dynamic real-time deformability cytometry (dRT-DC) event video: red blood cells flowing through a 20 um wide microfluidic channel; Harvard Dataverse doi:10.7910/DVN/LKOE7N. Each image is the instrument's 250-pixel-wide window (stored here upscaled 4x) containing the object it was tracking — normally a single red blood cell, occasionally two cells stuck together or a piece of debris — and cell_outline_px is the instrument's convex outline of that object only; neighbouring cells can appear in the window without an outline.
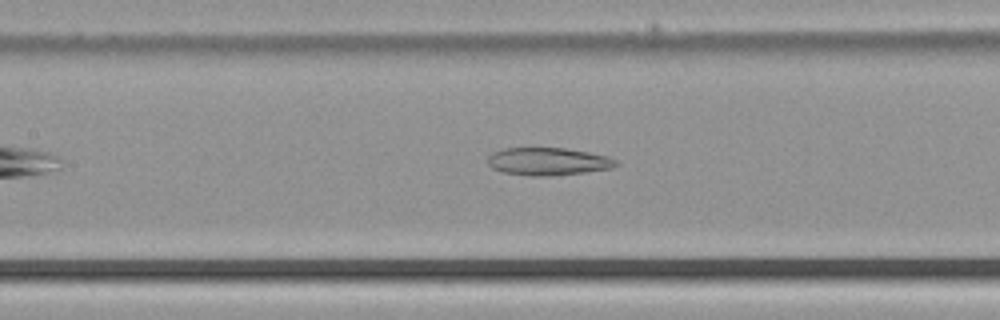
{"species": "common noctule bat (a hibernating species)", "species_latin": "Nyctalus noctula", "temperature_condition": "cold", "stored_images_in_passage": 33, "camera_frame_rate_fps": 3000, "um_per_image_px": 0.085, "animal": {"sex": "male", "body_mass_g": 21.5, "forearm_length_mm": 52.0}, "frame": {"image": 1, "passage_image": 13, "time_ms": 4.0, "image_size_px": [1000, 320], "cell_outline_px": [[620, 164], [612, 168], [556, 176], [528, 176], [504, 172], [492, 168], [488, 164], [488, 156], [492, 152], [504, 148], [564, 148], [588, 152], [608, 156], [616, 160]], "centroid_in_image_um": [46.59, 13.73], "position_along_channel_um": 160.8, "area_um2": 20.81}}
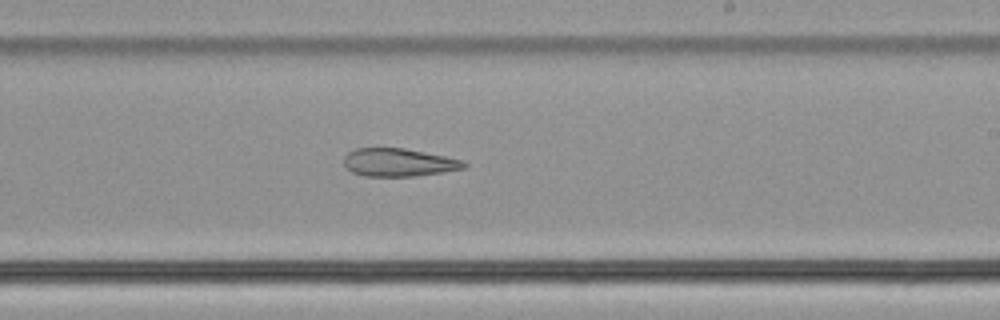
{"frame": {"image": 2, "passage_image": 20, "time_ms": 6.333, "image_size_px": [1000, 320], "cell_outline_px": [[468, 164], [464, 168], [416, 176], [364, 176], [352, 172], [344, 164], [344, 156], [348, 152], [356, 148], [404, 148], [464, 160]], "centroid_in_image_um": [33.87, 13.8], "position_along_channel_um": 255.1, "area_um2": 19.48}}
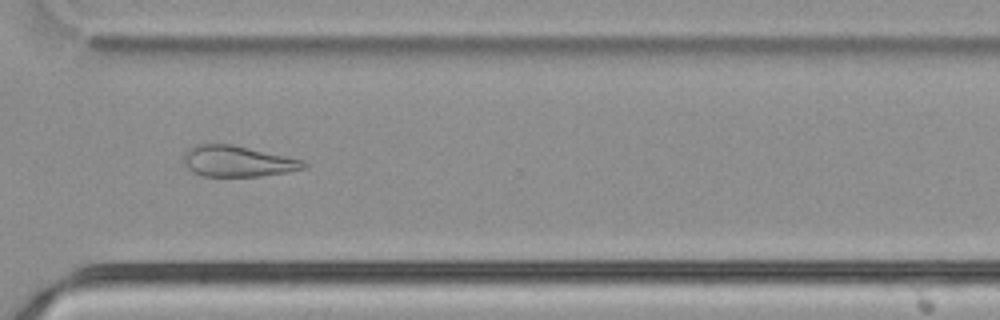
{"frame": {"image": 3, "passage_image": 27, "time_ms": 8.667, "image_size_px": [1000, 320], "cell_outline_px": [[308, 168], [260, 176], [204, 176], [192, 172], [184, 164], [184, 152], [188, 148], [196, 144], [232, 144], [304, 160], [308, 164]], "centroid_in_image_um": [20.19, 13.7], "position_along_channel_um": 350.4, "area_um2": 21.68}}